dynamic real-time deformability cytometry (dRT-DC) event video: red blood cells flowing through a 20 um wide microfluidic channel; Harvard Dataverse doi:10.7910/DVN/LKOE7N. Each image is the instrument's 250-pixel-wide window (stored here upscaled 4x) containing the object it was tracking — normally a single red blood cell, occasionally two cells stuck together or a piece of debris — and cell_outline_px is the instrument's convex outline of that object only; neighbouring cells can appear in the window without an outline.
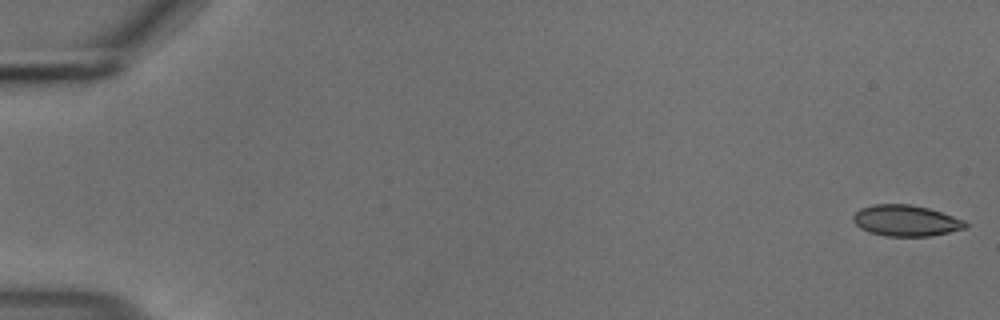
{"species": "common noctule bat (a hibernating species)", "species_latin": "Nyctalus noctula", "temperature_condition": "cold", "stored_images_in_passage": 3, "camera_frame_rate_fps": 3000, "um_per_image_px": 0.085, "animal": {"sex": "male", "body_mass_g": 18.8}, "frame": {"image": 1, "passage_image": 1, "time_ms": 0.0, "image_size_px": [1000, 320], "cell_outline_px": [[968, 224], [964, 228], [932, 236], [884, 236], [868, 232], [860, 228], [852, 220], [852, 216], [860, 208], [872, 204], [908, 204], [928, 208], [964, 220]], "centroid_in_image_um": [76.95, 18.75], "position_along_channel_um": 8.1, "area_um2": 20.29}}